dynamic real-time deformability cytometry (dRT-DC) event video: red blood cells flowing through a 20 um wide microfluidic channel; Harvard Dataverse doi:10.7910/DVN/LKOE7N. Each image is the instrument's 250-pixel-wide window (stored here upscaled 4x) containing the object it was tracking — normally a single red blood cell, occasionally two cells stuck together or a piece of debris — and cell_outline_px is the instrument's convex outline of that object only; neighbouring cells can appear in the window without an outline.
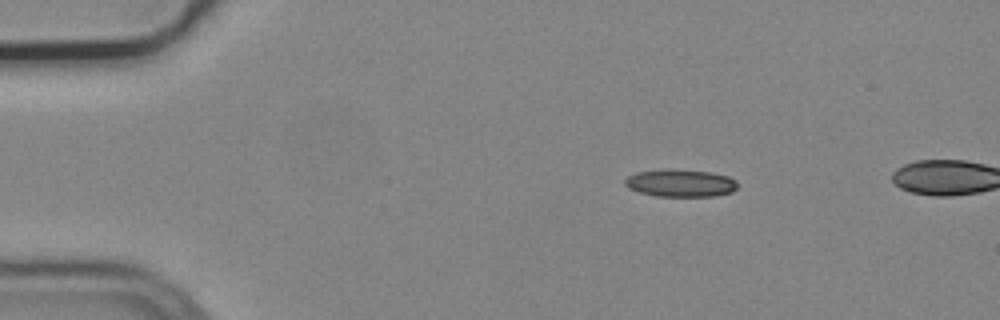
{"species": "common noctule bat (a hibernating species)", "species_latin": "Nyctalus noctula", "temperature_condition": "cold", "stored_images_in_passage": 4, "camera_frame_rate_fps": 3000, "um_per_image_px": 0.085, "animal": {"sex": "male", "body_mass_g": 19.2, "forearm_length_mm": 51.8}, "frame": {"image": 1, "passage_image": 1, "time_ms": 0.0, "image_size_px": [1000, 320], "cell_outline_px": [[736, 188], [732, 192], [716, 196], [656, 196], [640, 192], [628, 188], [624, 184], [624, 180], [628, 176], [636, 172], [668, 168], [712, 172], [728, 176], [736, 180]], "centroid_in_image_um": [57.83, 15.55], "position_along_channel_um": 27.2, "area_um2": 18.21}}